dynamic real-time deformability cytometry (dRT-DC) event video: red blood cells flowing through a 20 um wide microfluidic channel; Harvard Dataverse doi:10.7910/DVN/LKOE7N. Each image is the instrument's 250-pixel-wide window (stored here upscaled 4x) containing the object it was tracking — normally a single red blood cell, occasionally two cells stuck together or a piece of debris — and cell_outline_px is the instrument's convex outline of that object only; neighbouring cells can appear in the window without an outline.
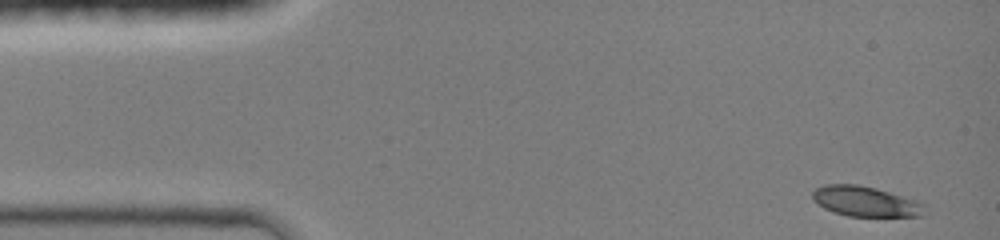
{"species": "common noctule bat (a hibernating species)", "species_latin": "Nyctalus noctula", "temperature_condition": "room temperature", "stored_images_in_passage": 41, "camera_frame_rate_fps": 3000, "um_per_image_px": 0.085, "animal": {"sex": "female", "body_mass_g": 19.0, "forearm_length_mm": 51.5}, "frame": {"image": 1, "passage_image": 1, "time_ms": 0.0, "image_size_px": [1000, 240], "cell_outline_px": [[924, 216], [848, 216], [824, 208], [812, 200], [812, 192], [816, 188], [824, 184], [856, 184], [876, 188], [916, 200], [924, 204]], "centroid_in_image_um": [73.54, 17.11], "position_along_channel_um": 11.5, "area_um2": 19.65}}
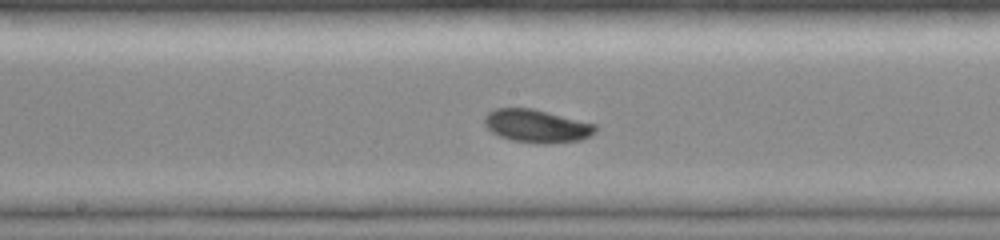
{"frame": {"image": 2, "passage_image": 22, "time_ms": 7.0, "image_size_px": [1000, 240], "cell_outline_px": [[596, 132], [580, 140], [544, 144], [540, 144], [512, 140], [500, 136], [492, 132], [484, 124], [484, 116], [488, 112], [496, 108], [532, 108], [596, 124]], "centroid_in_image_um": [45.61, 10.71], "position_along_channel_um": 202.6, "area_um2": 21.27}}
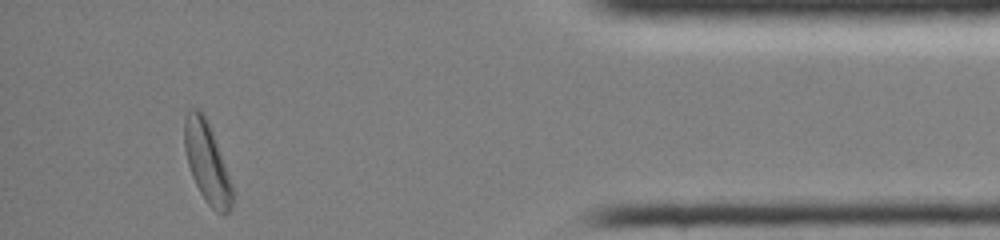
{"frame": {"image": 3, "passage_image": 40, "time_ms": 13.0, "image_size_px": [1000, 240], "cell_outline_px": [[232, 208], [228, 212], [216, 212], [208, 204], [200, 192], [192, 176], [188, 164], [184, 148], [184, 116], [188, 108], [200, 108], [212, 132], [232, 184]], "centroid_in_image_um": [17.56, 13.77], "position_along_channel_um": 417.6, "area_um2": 22.14}, "authors_computed_cell_mechanics": {"area_um2": 20.5768, "velocity_mm_per_s": 4.2108, "shape_relaxation_time_tau1_ms": 5.2668, "shape_relaxation_time_tau2_ms": null, "deformation_change_tau1": 0.1693, "deformation_change_tau2": null}}